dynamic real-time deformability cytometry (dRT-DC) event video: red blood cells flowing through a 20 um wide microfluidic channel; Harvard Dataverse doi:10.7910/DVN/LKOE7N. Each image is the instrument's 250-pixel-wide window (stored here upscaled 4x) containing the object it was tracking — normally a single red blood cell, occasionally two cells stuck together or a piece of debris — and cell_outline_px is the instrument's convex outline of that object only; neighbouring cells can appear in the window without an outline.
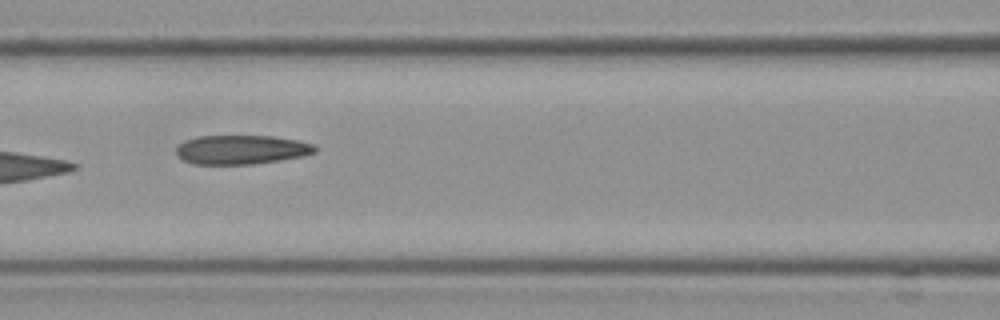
{"species": "Egyptian fruit bat (a non-hibernating species)", "species_latin": "Rousettus aegyptiacus", "temperature_condition": "cold", "stored_images_in_passage": 9, "camera_frame_rate_fps": 3000, "um_per_image_px": 0.085, "frame": {"image": 1, "passage_image": 7, "time_ms": 2.0, "image_size_px": [1000, 320], "cell_outline_px": [[316, 152], [304, 156], [256, 164], [192, 164], [184, 160], [176, 152], [176, 148], [184, 140], [200, 136], [272, 136], [300, 140], [316, 144]], "centroid_in_image_um": [20.57, 12.72], "position_along_channel_um": 146.0, "area_um2": 23.7}}
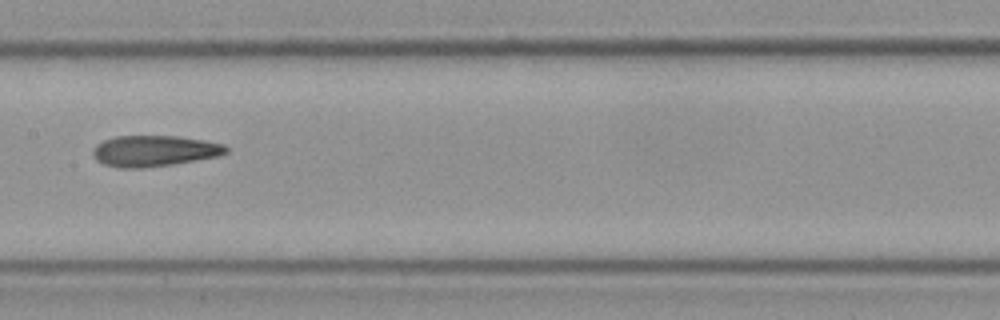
{"frame": {"image": 2, "passage_image": 8, "time_ms": 2.333, "image_size_px": [1000, 320], "cell_outline_px": [[228, 152], [220, 156], [172, 164], [140, 168], [116, 168], [104, 164], [96, 160], [92, 156], [92, 148], [96, 144], [104, 140], [116, 136], [176, 136], [204, 140], [224, 144], [228, 148]], "centroid_in_image_um": [13.09, 12.83], "position_along_channel_um": 194.3, "area_um2": 24.22}}
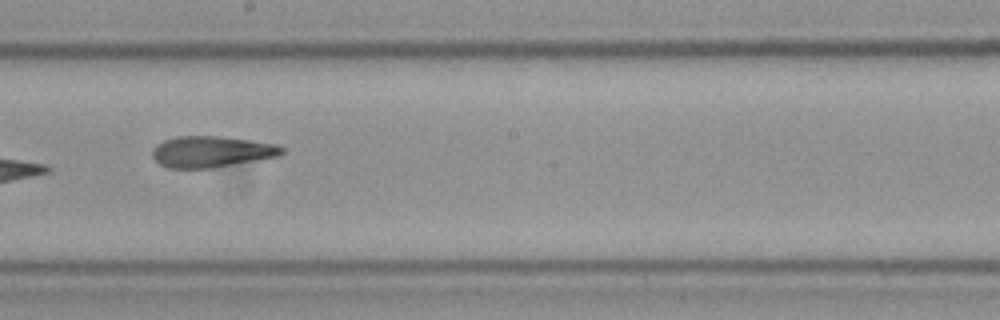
{"frame": {"image": 3, "passage_image": 9, "time_ms": 2.667, "image_size_px": [1000, 320], "cell_outline_px": [[284, 152], [280, 156], [212, 168], [168, 168], [160, 164], [152, 156], [152, 148], [156, 144], [164, 140], [176, 136], [220, 136], [276, 144], [284, 148]], "centroid_in_image_um": [17.96, 12.89], "position_along_channel_um": 230.2, "area_um2": 23.58}}